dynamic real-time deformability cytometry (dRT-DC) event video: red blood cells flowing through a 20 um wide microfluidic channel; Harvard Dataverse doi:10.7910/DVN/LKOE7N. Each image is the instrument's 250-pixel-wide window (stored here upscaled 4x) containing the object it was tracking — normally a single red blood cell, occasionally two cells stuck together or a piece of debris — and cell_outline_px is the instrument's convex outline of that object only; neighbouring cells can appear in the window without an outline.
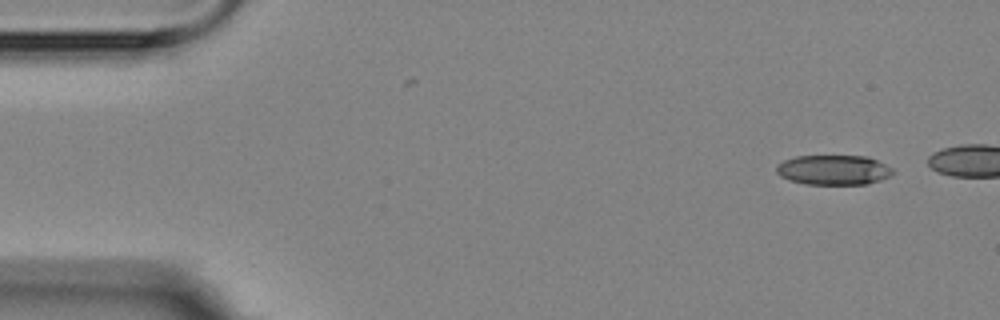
{"species": "Egyptian fruit bat (a non-hibernating species)", "species_latin": "Rousettus aegyptiacus", "temperature_condition": "room temperature", "stored_images_in_passage": 2, "camera_frame_rate_fps": 3000, "um_per_image_px": 0.085, "animal": {"sex": "female"}, "frame": {"image": 1, "passage_image": 2, "time_ms": 2.0, "image_size_px": [1000, 320], "cell_outline_px": [[896, 172], [892, 176], [868, 184], [804, 184], [788, 180], [780, 176], [776, 172], [776, 164], [784, 160], [796, 156], [868, 156], [892, 168]], "centroid_in_image_um": [70.85, 14.45], "position_along_channel_um": 14.2, "area_um2": 20.46}}